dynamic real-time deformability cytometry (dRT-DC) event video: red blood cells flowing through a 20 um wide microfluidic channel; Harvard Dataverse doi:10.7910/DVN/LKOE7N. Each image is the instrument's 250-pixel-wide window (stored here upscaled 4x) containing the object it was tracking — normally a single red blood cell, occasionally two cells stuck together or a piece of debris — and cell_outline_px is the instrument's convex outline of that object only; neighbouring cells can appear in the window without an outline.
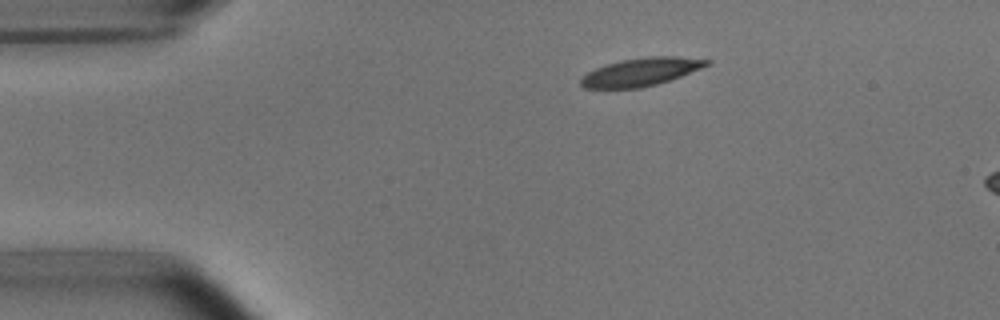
{"species": "common noctule bat (a hibernating species)", "species_latin": "Nyctalus noctula", "temperature_condition": "room temperature", "stored_images_in_passage": 4, "camera_frame_rate_fps": 3000, "um_per_image_px": 0.085, "animal": {"sex": "male", "body_mass_g": 15.6}, "frame": {"image": 1, "passage_image": 4, "time_ms": 4.333, "image_size_px": [1000, 320], "cell_outline_px": [[712, 64], [680, 76], [656, 84], [640, 88], [584, 88], [580, 84], [580, 76], [596, 68], [620, 60], [648, 56], [676, 56], [712, 60]], "centroid_in_image_um": [54.48, 6.1], "position_along_channel_um": 30.5, "area_um2": 20.52}}